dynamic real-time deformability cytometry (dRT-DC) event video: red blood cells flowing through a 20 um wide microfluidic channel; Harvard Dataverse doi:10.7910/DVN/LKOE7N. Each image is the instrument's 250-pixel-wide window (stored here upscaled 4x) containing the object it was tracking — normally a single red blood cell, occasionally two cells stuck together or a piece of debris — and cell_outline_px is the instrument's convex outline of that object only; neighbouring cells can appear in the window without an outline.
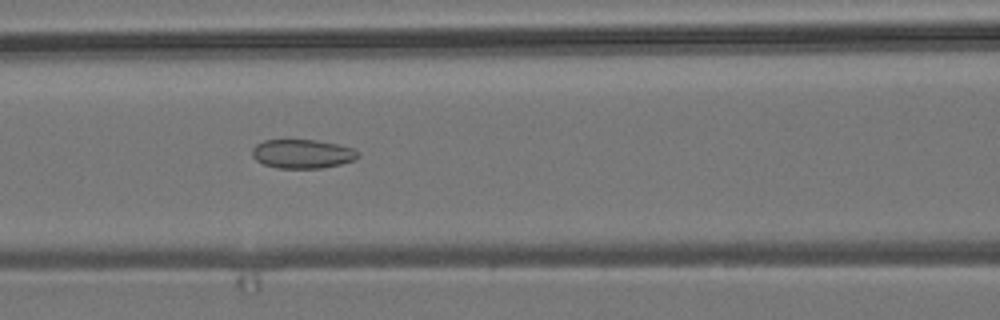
{"species": "common noctule bat (a hibernating species)", "species_latin": "Nyctalus noctula", "temperature_condition": "room temperature", "stored_images_in_passage": 53, "camera_frame_rate_fps": 3000, "um_per_image_px": 0.085, "animal": {"sex": "male", "body_mass_g": 19.2, "forearm_length_mm": 51.8}, "frame": {"image": 1, "passage_image": 22, "time_ms": 7.0, "image_size_px": [1000, 320], "cell_outline_px": [[360, 156], [356, 160], [324, 168], [276, 168], [264, 164], [256, 160], [252, 156], [252, 148], [256, 144], [264, 140], [316, 140], [336, 144], [352, 148], [360, 152]], "centroid_in_image_um": [25.72, 13.08], "position_along_channel_um": 140.9, "area_um2": 17.98}}
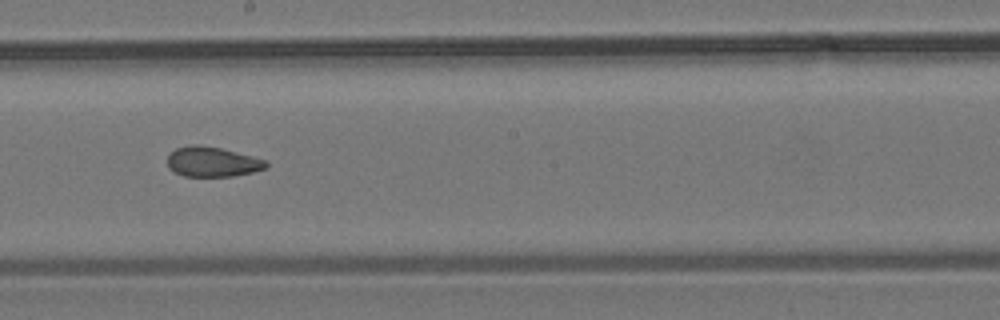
{"frame": {"image": 2, "passage_image": 29, "time_ms": 9.333, "image_size_px": [1000, 320], "cell_outline_px": [[268, 168], [252, 172], [232, 176], [184, 176], [168, 168], [168, 156], [176, 148], [192, 144], [196, 144], [220, 148], [252, 156], [264, 160], [268, 164]], "centroid_in_image_um": [18.05, 13.75], "position_along_channel_um": 230.2, "area_um2": 17.05}}
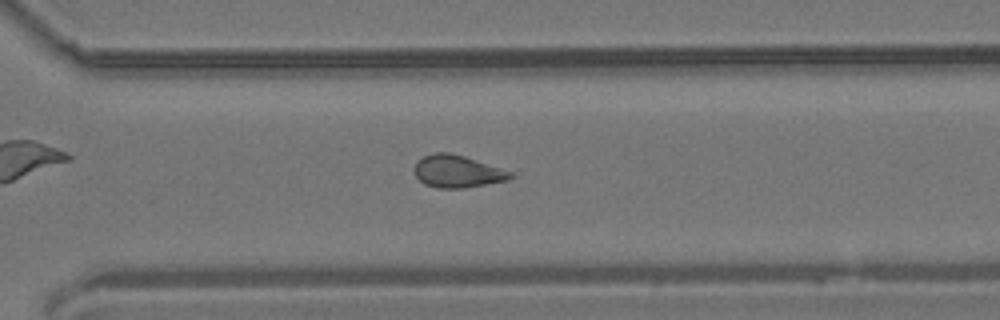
{"frame": {"image": 3, "passage_image": 37, "time_ms": 12.0, "image_size_px": [1000, 320], "cell_outline_px": [[512, 176], [508, 180], [464, 188], [436, 188], [424, 184], [416, 176], [412, 168], [424, 156], [436, 152], [448, 152], [464, 156], [512, 172]], "centroid_in_image_um": [38.84, 14.58], "position_along_channel_um": 331.8, "area_um2": 17.92}, "authors_computed_cell_mechanics": {"area_um2": 18.496, "velocity_mm_per_s": 3.8354, "shape_relaxation_time_tau1_ms": null, "shape_relaxation_time_tau2_ms": 5.0048, "deformation_change_tau1": null, "deformation_change_tau2": 0.1093}}